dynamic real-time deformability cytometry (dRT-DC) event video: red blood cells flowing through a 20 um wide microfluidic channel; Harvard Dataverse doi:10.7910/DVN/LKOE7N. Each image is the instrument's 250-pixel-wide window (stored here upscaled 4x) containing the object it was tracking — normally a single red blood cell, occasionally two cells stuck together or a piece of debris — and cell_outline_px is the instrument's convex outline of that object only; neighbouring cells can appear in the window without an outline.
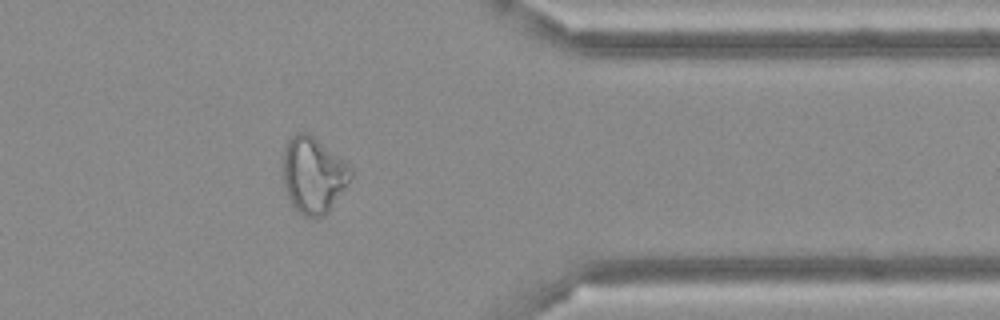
{"species": "Egyptian fruit bat (a non-hibernating species)", "species_latin": "Rousettus aegyptiacus", "temperature_condition": "cold", "stored_images_in_passage": 43, "camera_frame_rate_fps": 3000, "um_per_image_px": 0.085, "frame": {"image": 1, "passage_image": 34, "time_ms": 11.0, "image_size_px": [1000, 320], "cell_outline_px": [[352, 176], [328, 212], [324, 216], [316, 220], [312, 220], [304, 216], [292, 204], [288, 196], [284, 184], [280, 168], [284, 148], [288, 140], [296, 132], [304, 132], [312, 136], [344, 160], [352, 168]], "centroid_in_image_um": [26.59, 14.89], "position_along_channel_um": 384.8, "area_um2": 30.29}}
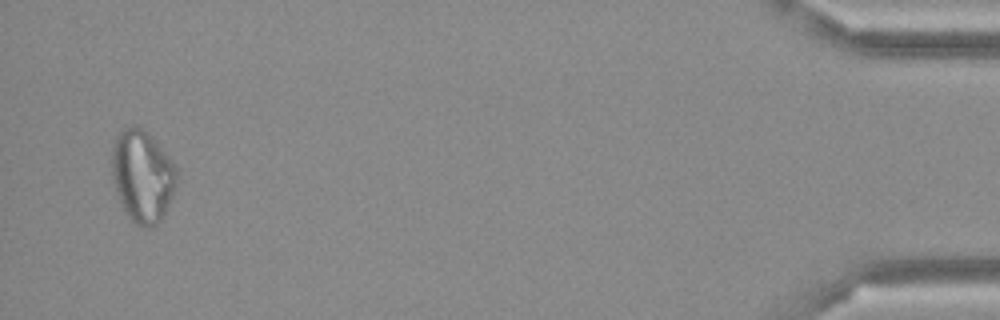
{"frame": {"image": 2, "passage_image": 42, "time_ms": 13.667, "image_size_px": [1000, 320], "cell_outline_px": [[176, 184], [172, 196], [160, 220], [152, 228], [148, 228], [136, 224], [128, 216], [120, 200], [112, 176], [112, 148], [116, 136], [124, 128], [132, 124], [136, 124], [152, 136], [176, 164]], "centroid_in_image_um": [12.11, 14.92], "position_along_channel_um": 423.1, "area_um2": 34.62}}